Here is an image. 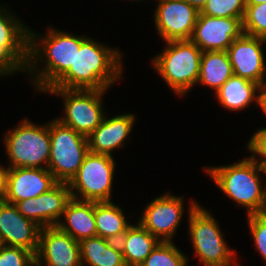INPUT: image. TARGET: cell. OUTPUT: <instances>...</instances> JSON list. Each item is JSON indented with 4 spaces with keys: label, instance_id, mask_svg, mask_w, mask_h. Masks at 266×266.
Segmentation results:
<instances>
[{
    "label": "cell",
    "instance_id": "f546056e",
    "mask_svg": "<svg viewBox=\"0 0 266 266\" xmlns=\"http://www.w3.org/2000/svg\"><path fill=\"white\" fill-rule=\"evenodd\" d=\"M248 222L255 246L266 261V213L248 215Z\"/></svg>",
    "mask_w": 266,
    "mask_h": 266
},
{
    "label": "cell",
    "instance_id": "52a82bcc",
    "mask_svg": "<svg viewBox=\"0 0 266 266\" xmlns=\"http://www.w3.org/2000/svg\"><path fill=\"white\" fill-rule=\"evenodd\" d=\"M6 152L11 160L7 168H46L50 157V130L28 119L5 135ZM41 164H46L42 167Z\"/></svg>",
    "mask_w": 266,
    "mask_h": 266
},
{
    "label": "cell",
    "instance_id": "e575fe53",
    "mask_svg": "<svg viewBox=\"0 0 266 266\" xmlns=\"http://www.w3.org/2000/svg\"><path fill=\"white\" fill-rule=\"evenodd\" d=\"M261 3H266V0H245L246 5H257Z\"/></svg>",
    "mask_w": 266,
    "mask_h": 266
},
{
    "label": "cell",
    "instance_id": "e0dca14e",
    "mask_svg": "<svg viewBox=\"0 0 266 266\" xmlns=\"http://www.w3.org/2000/svg\"><path fill=\"white\" fill-rule=\"evenodd\" d=\"M41 227L25 218L15 204L0 201V240L2 245L22 247L36 255Z\"/></svg>",
    "mask_w": 266,
    "mask_h": 266
},
{
    "label": "cell",
    "instance_id": "d6986e66",
    "mask_svg": "<svg viewBox=\"0 0 266 266\" xmlns=\"http://www.w3.org/2000/svg\"><path fill=\"white\" fill-rule=\"evenodd\" d=\"M135 116L133 114L118 115L113 118H103L101 124L87 137L89 152L111 155L114 148L124 145L132 131Z\"/></svg>",
    "mask_w": 266,
    "mask_h": 266
},
{
    "label": "cell",
    "instance_id": "8992f818",
    "mask_svg": "<svg viewBox=\"0 0 266 266\" xmlns=\"http://www.w3.org/2000/svg\"><path fill=\"white\" fill-rule=\"evenodd\" d=\"M50 157L47 169L58 182L68 183L89 153L87 137L57 118L49 122Z\"/></svg>",
    "mask_w": 266,
    "mask_h": 266
},
{
    "label": "cell",
    "instance_id": "83f0119b",
    "mask_svg": "<svg viewBox=\"0 0 266 266\" xmlns=\"http://www.w3.org/2000/svg\"><path fill=\"white\" fill-rule=\"evenodd\" d=\"M242 22L245 34L266 39V3L246 5Z\"/></svg>",
    "mask_w": 266,
    "mask_h": 266
},
{
    "label": "cell",
    "instance_id": "d6a6232c",
    "mask_svg": "<svg viewBox=\"0 0 266 266\" xmlns=\"http://www.w3.org/2000/svg\"><path fill=\"white\" fill-rule=\"evenodd\" d=\"M184 1L192 5L194 8H196L200 12L203 6L206 4L207 0H184Z\"/></svg>",
    "mask_w": 266,
    "mask_h": 266
},
{
    "label": "cell",
    "instance_id": "30bf717a",
    "mask_svg": "<svg viewBox=\"0 0 266 266\" xmlns=\"http://www.w3.org/2000/svg\"><path fill=\"white\" fill-rule=\"evenodd\" d=\"M27 63L28 27L0 7V75L25 71Z\"/></svg>",
    "mask_w": 266,
    "mask_h": 266
},
{
    "label": "cell",
    "instance_id": "2e32d148",
    "mask_svg": "<svg viewBox=\"0 0 266 266\" xmlns=\"http://www.w3.org/2000/svg\"><path fill=\"white\" fill-rule=\"evenodd\" d=\"M70 199L71 193L68 184L58 182L40 196L19 201L15 205L25 218L34 221L41 228H45L58 224Z\"/></svg>",
    "mask_w": 266,
    "mask_h": 266
},
{
    "label": "cell",
    "instance_id": "836d02e7",
    "mask_svg": "<svg viewBox=\"0 0 266 266\" xmlns=\"http://www.w3.org/2000/svg\"><path fill=\"white\" fill-rule=\"evenodd\" d=\"M262 95H263V99H262V111H263V112L265 113V115H266V86H265V88L263 89Z\"/></svg>",
    "mask_w": 266,
    "mask_h": 266
},
{
    "label": "cell",
    "instance_id": "d4e9b609",
    "mask_svg": "<svg viewBox=\"0 0 266 266\" xmlns=\"http://www.w3.org/2000/svg\"><path fill=\"white\" fill-rule=\"evenodd\" d=\"M234 75L226 51H205L201 54L198 83L215 89V92Z\"/></svg>",
    "mask_w": 266,
    "mask_h": 266
},
{
    "label": "cell",
    "instance_id": "9a60e30c",
    "mask_svg": "<svg viewBox=\"0 0 266 266\" xmlns=\"http://www.w3.org/2000/svg\"><path fill=\"white\" fill-rule=\"evenodd\" d=\"M183 197L164 194L151 201L139 223L152 235L171 241L183 216Z\"/></svg>",
    "mask_w": 266,
    "mask_h": 266
},
{
    "label": "cell",
    "instance_id": "7402d4cb",
    "mask_svg": "<svg viewBox=\"0 0 266 266\" xmlns=\"http://www.w3.org/2000/svg\"><path fill=\"white\" fill-rule=\"evenodd\" d=\"M160 241L140 223L131 225L118 241L126 266H139Z\"/></svg>",
    "mask_w": 266,
    "mask_h": 266
},
{
    "label": "cell",
    "instance_id": "44dd1931",
    "mask_svg": "<svg viewBox=\"0 0 266 266\" xmlns=\"http://www.w3.org/2000/svg\"><path fill=\"white\" fill-rule=\"evenodd\" d=\"M262 92L263 88L256 82L233 75L215 92V95L224 108L238 111L250 105L253 99L262 109Z\"/></svg>",
    "mask_w": 266,
    "mask_h": 266
},
{
    "label": "cell",
    "instance_id": "4fadbf2b",
    "mask_svg": "<svg viewBox=\"0 0 266 266\" xmlns=\"http://www.w3.org/2000/svg\"><path fill=\"white\" fill-rule=\"evenodd\" d=\"M43 262L46 266H82L79 241L57 226L41 228L35 266Z\"/></svg>",
    "mask_w": 266,
    "mask_h": 266
},
{
    "label": "cell",
    "instance_id": "603a6c76",
    "mask_svg": "<svg viewBox=\"0 0 266 266\" xmlns=\"http://www.w3.org/2000/svg\"><path fill=\"white\" fill-rule=\"evenodd\" d=\"M79 243L82 266H126L118 242L95 236Z\"/></svg>",
    "mask_w": 266,
    "mask_h": 266
},
{
    "label": "cell",
    "instance_id": "ac0fdd59",
    "mask_svg": "<svg viewBox=\"0 0 266 266\" xmlns=\"http://www.w3.org/2000/svg\"><path fill=\"white\" fill-rule=\"evenodd\" d=\"M58 181L46 168H8L4 201L16 204L35 198L53 188Z\"/></svg>",
    "mask_w": 266,
    "mask_h": 266
},
{
    "label": "cell",
    "instance_id": "5b68a950",
    "mask_svg": "<svg viewBox=\"0 0 266 266\" xmlns=\"http://www.w3.org/2000/svg\"><path fill=\"white\" fill-rule=\"evenodd\" d=\"M189 224L191 242L204 266H240L232 263L235 253L228 249L215 218L194 201L189 207Z\"/></svg>",
    "mask_w": 266,
    "mask_h": 266
},
{
    "label": "cell",
    "instance_id": "484cf974",
    "mask_svg": "<svg viewBox=\"0 0 266 266\" xmlns=\"http://www.w3.org/2000/svg\"><path fill=\"white\" fill-rule=\"evenodd\" d=\"M187 261L172 241H160L139 266H187Z\"/></svg>",
    "mask_w": 266,
    "mask_h": 266
},
{
    "label": "cell",
    "instance_id": "7c38bea8",
    "mask_svg": "<svg viewBox=\"0 0 266 266\" xmlns=\"http://www.w3.org/2000/svg\"><path fill=\"white\" fill-rule=\"evenodd\" d=\"M242 20L243 18L213 17L199 13L189 40L202 52L226 51L244 33Z\"/></svg>",
    "mask_w": 266,
    "mask_h": 266
},
{
    "label": "cell",
    "instance_id": "4316f807",
    "mask_svg": "<svg viewBox=\"0 0 266 266\" xmlns=\"http://www.w3.org/2000/svg\"><path fill=\"white\" fill-rule=\"evenodd\" d=\"M245 0H207L200 14L213 17L243 18Z\"/></svg>",
    "mask_w": 266,
    "mask_h": 266
},
{
    "label": "cell",
    "instance_id": "3957f363",
    "mask_svg": "<svg viewBox=\"0 0 266 266\" xmlns=\"http://www.w3.org/2000/svg\"><path fill=\"white\" fill-rule=\"evenodd\" d=\"M257 159L250 156L229 166L205 169L222 192L247 208L248 215L266 213V186L262 189L259 179L265 169Z\"/></svg>",
    "mask_w": 266,
    "mask_h": 266
},
{
    "label": "cell",
    "instance_id": "8fae6325",
    "mask_svg": "<svg viewBox=\"0 0 266 266\" xmlns=\"http://www.w3.org/2000/svg\"><path fill=\"white\" fill-rule=\"evenodd\" d=\"M154 20L156 30L165 42L189 40L199 11L184 0H158Z\"/></svg>",
    "mask_w": 266,
    "mask_h": 266
},
{
    "label": "cell",
    "instance_id": "5bb4252c",
    "mask_svg": "<svg viewBox=\"0 0 266 266\" xmlns=\"http://www.w3.org/2000/svg\"><path fill=\"white\" fill-rule=\"evenodd\" d=\"M266 39L243 33L226 50L235 76L249 79L259 84L263 89L266 86L265 61L262 50Z\"/></svg>",
    "mask_w": 266,
    "mask_h": 266
},
{
    "label": "cell",
    "instance_id": "6da1fadb",
    "mask_svg": "<svg viewBox=\"0 0 266 266\" xmlns=\"http://www.w3.org/2000/svg\"><path fill=\"white\" fill-rule=\"evenodd\" d=\"M121 57L117 49L86 38L76 51L74 65L51 88L107 90L120 79Z\"/></svg>",
    "mask_w": 266,
    "mask_h": 266
},
{
    "label": "cell",
    "instance_id": "9c48e42d",
    "mask_svg": "<svg viewBox=\"0 0 266 266\" xmlns=\"http://www.w3.org/2000/svg\"><path fill=\"white\" fill-rule=\"evenodd\" d=\"M49 93L64 98L65 116L58 118L61 123L88 137L104 118L102 95L106 90H83L50 88Z\"/></svg>",
    "mask_w": 266,
    "mask_h": 266
},
{
    "label": "cell",
    "instance_id": "ffe728a7",
    "mask_svg": "<svg viewBox=\"0 0 266 266\" xmlns=\"http://www.w3.org/2000/svg\"><path fill=\"white\" fill-rule=\"evenodd\" d=\"M66 222L56 225L61 231L68 233L76 241L97 236L94 218V201H81L71 198L64 209Z\"/></svg>",
    "mask_w": 266,
    "mask_h": 266
},
{
    "label": "cell",
    "instance_id": "ba28073f",
    "mask_svg": "<svg viewBox=\"0 0 266 266\" xmlns=\"http://www.w3.org/2000/svg\"><path fill=\"white\" fill-rule=\"evenodd\" d=\"M115 164L112 156L89 152L77 173L67 183L71 198L94 202L111 201ZM73 190H77L78 194Z\"/></svg>",
    "mask_w": 266,
    "mask_h": 266
},
{
    "label": "cell",
    "instance_id": "f1b7e54d",
    "mask_svg": "<svg viewBox=\"0 0 266 266\" xmlns=\"http://www.w3.org/2000/svg\"><path fill=\"white\" fill-rule=\"evenodd\" d=\"M0 266H35V255L22 247L2 245Z\"/></svg>",
    "mask_w": 266,
    "mask_h": 266
},
{
    "label": "cell",
    "instance_id": "277c9868",
    "mask_svg": "<svg viewBox=\"0 0 266 266\" xmlns=\"http://www.w3.org/2000/svg\"><path fill=\"white\" fill-rule=\"evenodd\" d=\"M166 45L153 65L167 85L183 96L198 83L202 51L190 40L168 41Z\"/></svg>",
    "mask_w": 266,
    "mask_h": 266
},
{
    "label": "cell",
    "instance_id": "1f68e13d",
    "mask_svg": "<svg viewBox=\"0 0 266 266\" xmlns=\"http://www.w3.org/2000/svg\"><path fill=\"white\" fill-rule=\"evenodd\" d=\"M8 168L0 167V201H4L6 194V176Z\"/></svg>",
    "mask_w": 266,
    "mask_h": 266
},
{
    "label": "cell",
    "instance_id": "cb8c5ba5",
    "mask_svg": "<svg viewBox=\"0 0 266 266\" xmlns=\"http://www.w3.org/2000/svg\"><path fill=\"white\" fill-rule=\"evenodd\" d=\"M97 236L118 242L132 225L128 224L119 206L112 201L94 202Z\"/></svg>",
    "mask_w": 266,
    "mask_h": 266
},
{
    "label": "cell",
    "instance_id": "4dcf8cb0",
    "mask_svg": "<svg viewBox=\"0 0 266 266\" xmlns=\"http://www.w3.org/2000/svg\"><path fill=\"white\" fill-rule=\"evenodd\" d=\"M247 148L254 152L252 156L259 155L262 157L258 162L263 166L266 165V128H260L255 134L250 138Z\"/></svg>",
    "mask_w": 266,
    "mask_h": 266
},
{
    "label": "cell",
    "instance_id": "7a4b0ae2",
    "mask_svg": "<svg viewBox=\"0 0 266 266\" xmlns=\"http://www.w3.org/2000/svg\"><path fill=\"white\" fill-rule=\"evenodd\" d=\"M33 32L28 29V63L25 70L31 74L33 71L36 74L39 72L35 75V79H32L33 83L38 92H47L69 70L70 66L74 65L76 51H79L81 43L87 37L49 28L48 34L42 37L40 47L36 40L40 35ZM43 58L46 66L40 71L37 65L35 66V62L42 61Z\"/></svg>",
    "mask_w": 266,
    "mask_h": 266
}]
</instances>
